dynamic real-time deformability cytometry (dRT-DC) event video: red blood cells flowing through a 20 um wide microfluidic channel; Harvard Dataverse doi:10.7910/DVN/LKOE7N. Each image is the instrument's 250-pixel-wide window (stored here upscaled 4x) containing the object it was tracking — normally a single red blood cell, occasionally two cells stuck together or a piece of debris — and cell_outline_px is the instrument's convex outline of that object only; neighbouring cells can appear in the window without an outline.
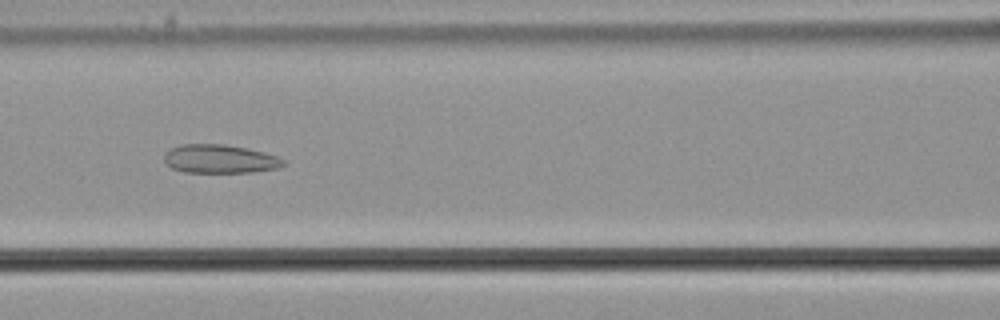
{"species": "common noctule bat (a hibernating species)", "species_latin": "Nyctalus noctula", "temperature_condition": "cold", "stored_images_in_passage": 57, "camera_frame_rate_fps": 3000, "um_per_image_px": 0.085, "animal": {"sex": "male", "body_mass_g": 21.5, "forearm_length_mm": 52.0}, "frame": {"image": 1, "passage_image": 26, "time_ms": 8.333, "image_size_px": [1000, 320], "cell_outline_px": [[284, 164], [276, 168], [252, 172], [184, 172], [172, 168], [164, 160], [164, 156], [172, 148], [180, 144], [224, 144], [248, 148], [264, 152], [276, 156], [284, 160]], "centroid_in_image_um": [18.68, 13.5], "position_along_channel_um": 147.9, "area_um2": 19.65}}
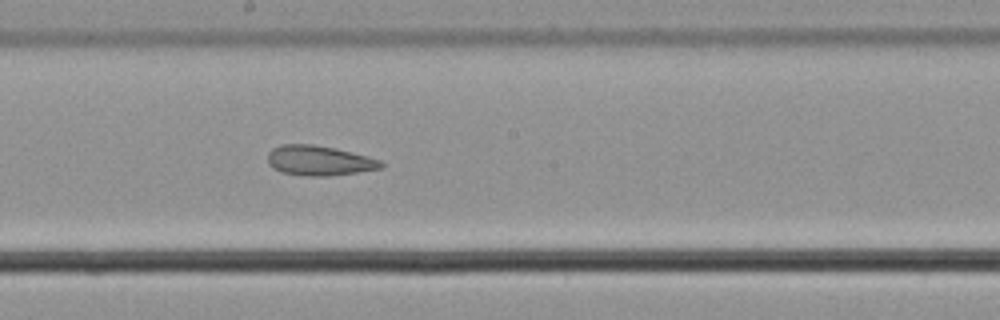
{"frame": {"image": 2, "passage_image": 32, "time_ms": 10.333, "image_size_px": [1000, 320], "cell_outline_px": [[384, 164], [380, 168], [356, 172], [328, 176], [308, 176], [280, 172], [272, 168], [268, 164], [268, 152], [272, 148], [280, 144], [312, 144], [332, 148], [368, 156], [380, 160]], "centroid_in_image_um": [27.06, 13.65], "position_along_channel_um": 221.1, "area_um2": 19.65}}
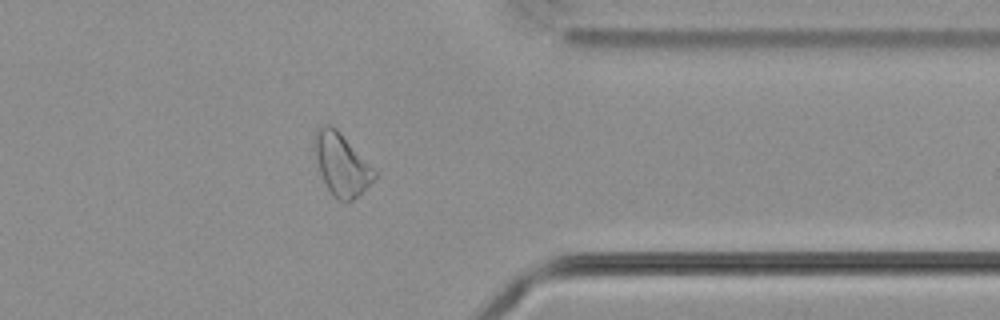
{"frame": {"image": 3, "passage_image": 46, "time_ms": 15.0, "image_size_px": [1000, 320], "cell_outline_px": [[376, 176], [352, 200], [336, 200], [332, 196], [320, 172], [312, 144], [312, 140], [316, 128], [320, 124], [332, 124], [340, 132], [376, 172]], "centroid_in_image_um": [28.94, 13.9], "position_along_channel_um": 382.5, "area_um2": 21.33}, "authors_computed_cell_mechanics": {"area_um2": 23.8714, "velocity_mm_per_s": 3.6683, "shape_relaxation_time_tau1_ms": null, "shape_relaxation_time_tau2_ms": 2.6161, "deformation_change_tau1": null, "deformation_change_tau2": 0.1075}}